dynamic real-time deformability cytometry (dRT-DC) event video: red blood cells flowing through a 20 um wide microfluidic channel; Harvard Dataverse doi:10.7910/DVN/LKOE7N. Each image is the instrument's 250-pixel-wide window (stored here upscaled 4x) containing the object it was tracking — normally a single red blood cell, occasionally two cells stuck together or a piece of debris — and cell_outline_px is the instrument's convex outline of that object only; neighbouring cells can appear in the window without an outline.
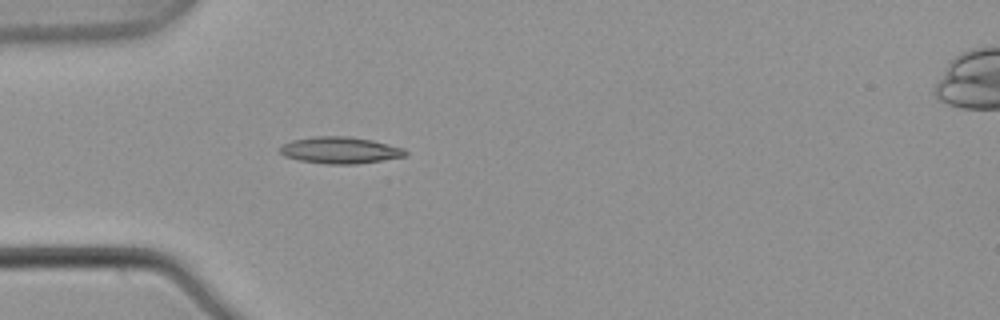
{"species": "common noctule bat (a hibernating species)", "species_latin": "Nyctalus noctula", "temperature_condition": "warm", "stored_images_in_passage": 4, "camera_frame_rate_fps": 3000, "um_per_image_px": 0.085, "animal": {"sex": "male", "body_mass_g": 21.5, "forearm_length_mm": 52.0}, "frame": {"image": 1, "passage_image": 4, "time_ms": 1.0, "image_size_px": [1000, 320], "cell_outline_px": [[408, 152], [404, 156], [356, 164], [324, 164], [300, 160], [284, 156], [280, 152], [280, 148], [284, 144], [292, 140], [316, 136], [348, 136], [372, 140], [404, 148]], "centroid_in_image_um": [28.9, 12.76], "position_along_channel_um": 56.1, "area_um2": 19.31}}